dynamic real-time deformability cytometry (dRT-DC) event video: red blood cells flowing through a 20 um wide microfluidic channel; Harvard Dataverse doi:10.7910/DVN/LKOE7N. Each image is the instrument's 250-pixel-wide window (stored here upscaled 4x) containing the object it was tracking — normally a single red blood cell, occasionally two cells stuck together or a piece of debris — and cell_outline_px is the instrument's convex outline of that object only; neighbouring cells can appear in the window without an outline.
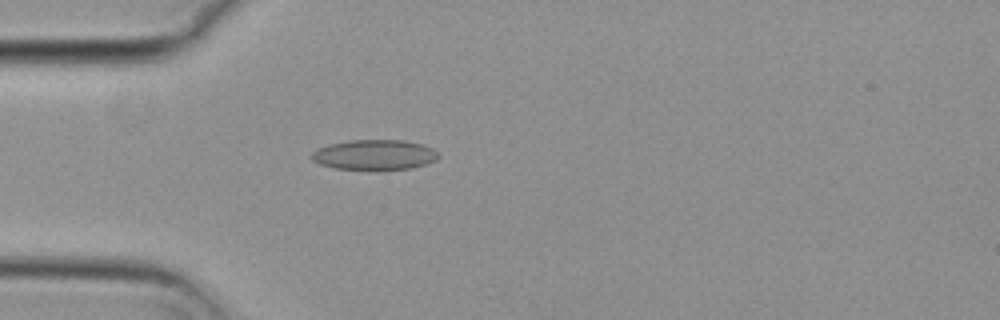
{"species": "common noctule bat (a hibernating species)", "species_latin": "Nyctalus noctula", "temperature_condition": "cold", "stored_images_in_passage": 13, "camera_frame_rate_fps": 3000, "um_per_image_px": 0.085, "animal": {"sex": "female", "body_mass_g": 29.2, "forearm_length_mm": 56.3}, "frame": {"image": 1, "passage_image": 3, "time_ms": 0.667, "image_size_px": [1000, 320], "cell_outline_px": [[440, 156], [436, 160], [428, 164], [412, 168], [336, 168], [320, 164], [312, 160], [308, 156], [316, 148], [328, 144], [348, 140], [404, 140], [424, 144], [432, 148]], "centroid_in_image_um": [31.82, 13.12], "position_along_channel_um": 53.2, "area_um2": 22.14}}
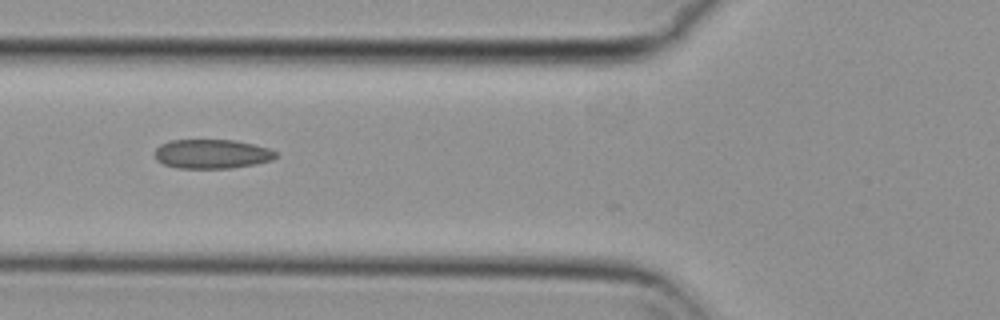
{"frame": {"image": 2, "passage_image": 8, "time_ms": 2.333, "image_size_px": [1000, 320], "cell_outline_px": [[276, 156], [272, 160], [256, 164], [228, 168], [176, 168], [164, 164], [156, 160], [156, 148], [160, 144], [168, 140], [236, 140], [268, 148], [276, 152]], "centroid_in_image_um": [17.99, 13.08], "position_along_channel_um": 107.8, "area_um2": 20.58}}
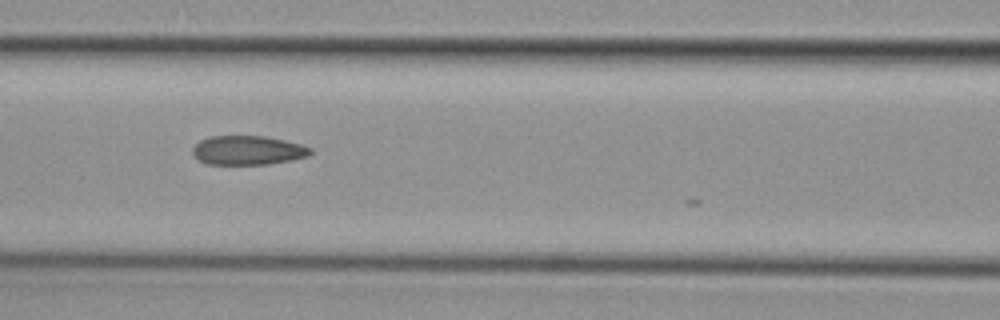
{"frame": {"image": 3, "passage_image": 11, "time_ms": 3.333, "image_size_px": [1000, 320], "cell_outline_px": [[312, 152], [308, 156], [292, 160], [268, 164], [208, 164], [192, 156], [192, 148], [200, 140], [208, 136], [264, 136], [284, 140], [300, 144], [312, 148]], "centroid_in_image_um": [21.05, 12.77], "position_along_channel_um": 145.6, "area_um2": 20.06}}